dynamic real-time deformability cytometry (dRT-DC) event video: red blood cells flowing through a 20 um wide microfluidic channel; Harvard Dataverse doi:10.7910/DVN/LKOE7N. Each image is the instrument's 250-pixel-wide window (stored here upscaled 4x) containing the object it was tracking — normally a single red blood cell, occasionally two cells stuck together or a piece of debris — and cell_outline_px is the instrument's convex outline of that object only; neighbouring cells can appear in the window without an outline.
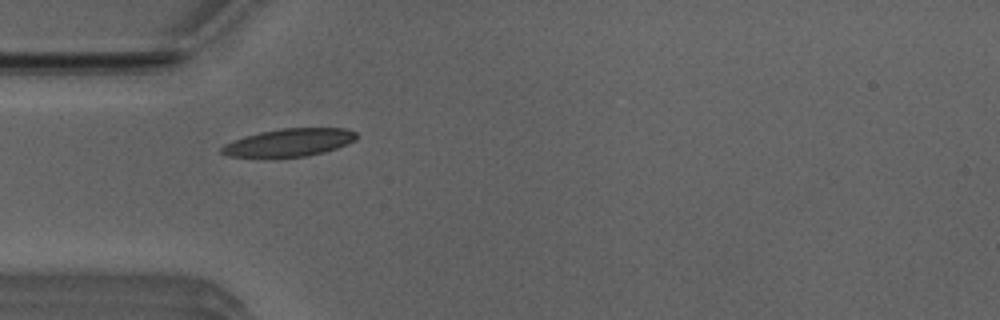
{"species": "Egyptian fruit bat (a non-hibernating species)", "species_latin": "Rousettus aegyptiacus", "temperature_condition": "room temperature", "stored_images_in_passage": 34, "camera_frame_rate_fps": 3000, "um_per_image_px": 0.085, "animal": {"sex": "male"}, "frame": {"image": 1, "passage_image": 3, "time_ms": 0.667, "image_size_px": [1000, 320], "cell_outline_px": [[356, 140], [348, 144], [324, 152], [304, 156], [276, 160], [264, 160], [228, 156], [220, 152], [220, 148], [224, 144], [244, 136], [260, 132], [280, 128], [344, 128], [356, 132]], "centroid_in_image_um": [24.49, 12.16], "position_along_channel_um": 60.5, "area_um2": 22.77}}
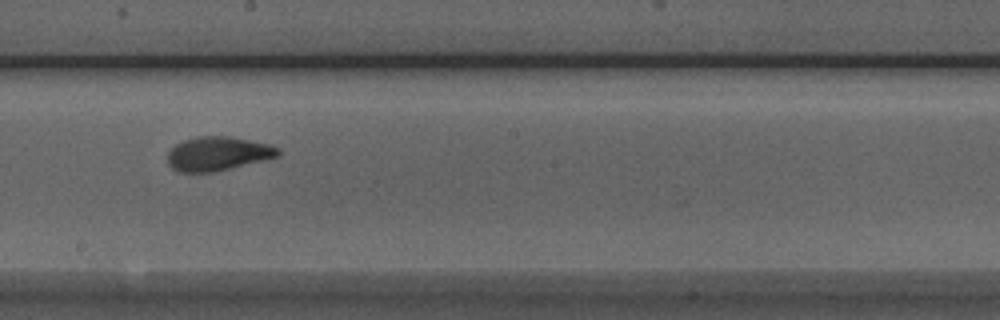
{"frame": {"image": 2, "passage_image": 16, "time_ms": 5.0, "image_size_px": [1000, 320], "cell_outline_px": [[280, 152], [276, 156], [212, 172], [180, 172], [172, 168], [168, 164], [168, 152], [176, 144], [184, 140], [196, 136], [228, 136], [272, 144], [280, 148]], "centroid_in_image_um": [18.48, 13.04], "position_along_channel_um": 229.7, "area_um2": 21.56}}
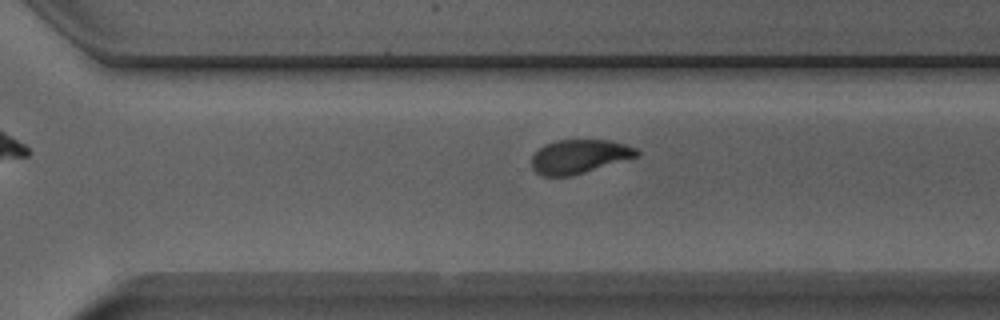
{"frame": {"image": 3, "passage_image": 23, "time_ms": 7.333, "image_size_px": [1000, 320], "cell_outline_px": [[640, 156], [572, 176], [544, 176], [536, 172], [532, 168], [532, 156], [544, 144], [556, 140], [608, 140], [624, 144], [636, 148], [640, 152]], "centroid_in_image_um": [49.25, 13.3], "position_along_channel_um": 321.3, "area_um2": 20.81}, "authors_computed_cell_mechanics": {"area_um2": 21.7328, "velocity_mm_per_s": 3.9378, "shape_relaxation_time_tau1_ms": 3.2593, "shape_relaxation_time_tau2_ms": 1.4858, "deformation_change_tau1": 0.1502, "deformation_change_tau2": 0.0698}}